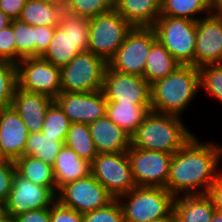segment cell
I'll return each mask as SVG.
<instances>
[{"instance_id": "cell-25", "label": "cell", "mask_w": 222, "mask_h": 222, "mask_svg": "<svg viewBox=\"0 0 222 222\" xmlns=\"http://www.w3.org/2000/svg\"><path fill=\"white\" fill-rule=\"evenodd\" d=\"M179 65L167 49L157 39L150 48L147 56L143 78L151 85L155 81L166 77Z\"/></svg>"}, {"instance_id": "cell-21", "label": "cell", "mask_w": 222, "mask_h": 222, "mask_svg": "<svg viewBox=\"0 0 222 222\" xmlns=\"http://www.w3.org/2000/svg\"><path fill=\"white\" fill-rule=\"evenodd\" d=\"M114 9L132 27H153L160 16L161 0H114Z\"/></svg>"}, {"instance_id": "cell-3", "label": "cell", "mask_w": 222, "mask_h": 222, "mask_svg": "<svg viewBox=\"0 0 222 222\" xmlns=\"http://www.w3.org/2000/svg\"><path fill=\"white\" fill-rule=\"evenodd\" d=\"M182 120L150 111L131 134V147L174 154L195 135Z\"/></svg>"}, {"instance_id": "cell-36", "label": "cell", "mask_w": 222, "mask_h": 222, "mask_svg": "<svg viewBox=\"0 0 222 222\" xmlns=\"http://www.w3.org/2000/svg\"><path fill=\"white\" fill-rule=\"evenodd\" d=\"M17 87V66L10 62L0 61V108L12 104Z\"/></svg>"}, {"instance_id": "cell-42", "label": "cell", "mask_w": 222, "mask_h": 222, "mask_svg": "<svg viewBox=\"0 0 222 222\" xmlns=\"http://www.w3.org/2000/svg\"><path fill=\"white\" fill-rule=\"evenodd\" d=\"M16 222H51L50 208L31 210L15 216Z\"/></svg>"}, {"instance_id": "cell-5", "label": "cell", "mask_w": 222, "mask_h": 222, "mask_svg": "<svg viewBox=\"0 0 222 222\" xmlns=\"http://www.w3.org/2000/svg\"><path fill=\"white\" fill-rule=\"evenodd\" d=\"M157 39L181 65L195 66L196 21L159 16L153 26Z\"/></svg>"}, {"instance_id": "cell-48", "label": "cell", "mask_w": 222, "mask_h": 222, "mask_svg": "<svg viewBox=\"0 0 222 222\" xmlns=\"http://www.w3.org/2000/svg\"><path fill=\"white\" fill-rule=\"evenodd\" d=\"M210 222H222V213L215 211Z\"/></svg>"}, {"instance_id": "cell-24", "label": "cell", "mask_w": 222, "mask_h": 222, "mask_svg": "<svg viewBox=\"0 0 222 222\" xmlns=\"http://www.w3.org/2000/svg\"><path fill=\"white\" fill-rule=\"evenodd\" d=\"M150 111L151 106L133 103L107 102L106 105V116L130 136Z\"/></svg>"}, {"instance_id": "cell-12", "label": "cell", "mask_w": 222, "mask_h": 222, "mask_svg": "<svg viewBox=\"0 0 222 222\" xmlns=\"http://www.w3.org/2000/svg\"><path fill=\"white\" fill-rule=\"evenodd\" d=\"M127 153L136 186L166 188L173 154L131 146Z\"/></svg>"}, {"instance_id": "cell-45", "label": "cell", "mask_w": 222, "mask_h": 222, "mask_svg": "<svg viewBox=\"0 0 222 222\" xmlns=\"http://www.w3.org/2000/svg\"><path fill=\"white\" fill-rule=\"evenodd\" d=\"M211 12L214 14H222V0H209Z\"/></svg>"}, {"instance_id": "cell-37", "label": "cell", "mask_w": 222, "mask_h": 222, "mask_svg": "<svg viewBox=\"0 0 222 222\" xmlns=\"http://www.w3.org/2000/svg\"><path fill=\"white\" fill-rule=\"evenodd\" d=\"M83 222H124L120 203L114 199L105 207L83 214Z\"/></svg>"}, {"instance_id": "cell-47", "label": "cell", "mask_w": 222, "mask_h": 222, "mask_svg": "<svg viewBox=\"0 0 222 222\" xmlns=\"http://www.w3.org/2000/svg\"><path fill=\"white\" fill-rule=\"evenodd\" d=\"M0 222H16L14 217L4 215L0 212Z\"/></svg>"}, {"instance_id": "cell-13", "label": "cell", "mask_w": 222, "mask_h": 222, "mask_svg": "<svg viewBox=\"0 0 222 222\" xmlns=\"http://www.w3.org/2000/svg\"><path fill=\"white\" fill-rule=\"evenodd\" d=\"M56 201L57 195L51 188L37 185L16 172L10 194L0 212L15 217L31 210L50 208Z\"/></svg>"}, {"instance_id": "cell-34", "label": "cell", "mask_w": 222, "mask_h": 222, "mask_svg": "<svg viewBox=\"0 0 222 222\" xmlns=\"http://www.w3.org/2000/svg\"><path fill=\"white\" fill-rule=\"evenodd\" d=\"M65 12L93 18L114 9V0H66Z\"/></svg>"}, {"instance_id": "cell-15", "label": "cell", "mask_w": 222, "mask_h": 222, "mask_svg": "<svg viewBox=\"0 0 222 222\" xmlns=\"http://www.w3.org/2000/svg\"><path fill=\"white\" fill-rule=\"evenodd\" d=\"M54 101L71 123L90 124L106 115L107 100L102 90L60 92Z\"/></svg>"}, {"instance_id": "cell-33", "label": "cell", "mask_w": 222, "mask_h": 222, "mask_svg": "<svg viewBox=\"0 0 222 222\" xmlns=\"http://www.w3.org/2000/svg\"><path fill=\"white\" fill-rule=\"evenodd\" d=\"M70 126L71 121L54 101L47 110L41 132L50 137H58L60 141L65 142Z\"/></svg>"}, {"instance_id": "cell-40", "label": "cell", "mask_w": 222, "mask_h": 222, "mask_svg": "<svg viewBox=\"0 0 222 222\" xmlns=\"http://www.w3.org/2000/svg\"><path fill=\"white\" fill-rule=\"evenodd\" d=\"M51 222H83V214L56 201L50 207Z\"/></svg>"}, {"instance_id": "cell-46", "label": "cell", "mask_w": 222, "mask_h": 222, "mask_svg": "<svg viewBox=\"0 0 222 222\" xmlns=\"http://www.w3.org/2000/svg\"><path fill=\"white\" fill-rule=\"evenodd\" d=\"M12 19H10L1 9H0V30L11 24Z\"/></svg>"}, {"instance_id": "cell-50", "label": "cell", "mask_w": 222, "mask_h": 222, "mask_svg": "<svg viewBox=\"0 0 222 222\" xmlns=\"http://www.w3.org/2000/svg\"><path fill=\"white\" fill-rule=\"evenodd\" d=\"M5 160V158L2 156L1 150H0V161Z\"/></svg>"}, {"instance_id": "cell-22", "label": "cell", "mask_w": 222, "mask_h": 222, "mask_svg": "<svg viewBox=\"0 0 222 222\" xmlns=\"http://www.w3.org/2000/svg\"><path fill=\"white\" fill-rule=\"evenodd\" d=\"M90 166V162L80 158L73 149L63 145L52 165L57 189L90 174Z\"/></svg>"}, {"instance_id": "cell-17", "label": "cell", "mask_w": 222, "mask_h": 222, "mask_svg": "<svg viewBox=\"0 0 222 222\" xmlns=\"http://www.w3.org/2000/svg\"><path fill=\"white\" fill-rule=\"evenodd\" d=\"M29 132L12 105L0 108V150L5 159L23 156Z\"/></svg>"}, {"instance_id": "cell-26", "label": "cell", "mask_w": 222, "mask_h": 222, "mask_svg": "<svg viewBox=\"0 0 222 222\" xmlns=\"http://www.w3.org/2000/svg\"><path fill=\"white\" fill-rule=\"evenodd\" d=\"M14 162L16 172L20 176L37 185L49 187L57 194L58 189L54 179L53 167L50 164L27 155L17 158Z\"/></svg>"}, {"instance_id": "cell-19", "label": "cell", "mask_w": 222, "mask_h": 222, "mask_svg": "<svg viewBox=\"0 0 222 222\" xmlns=\"http://www.w3.org/2000/svg\"><path fill=\"white\" fill-rule=\"evenodd\" d=\"M97 153L127 151L131 146V136L118 127L106 115L88 124Z\"/></svg>"}, {"instance_id": "cell-23", "label": "cell", "mask_w": 222, "mask_h": 222, "mask_svg": "<svg viewBox=\"0 0 222 222\" xmlns=\"http://www.w3.org/2000/svg\"><path fill=\"white\" fill-rule=\"evenodd\" d=\"M64 11V4L43 0H27L19 19L31 26L57 27Z\"/></svg>"}, {"instance_id": "cell-49", "label": "cell", "mask_w": 222, "mask_h": 222, "mask_svg": "<svg viewBox=\"0 0 222 222\" xmlns=\"http://www.w3.org/2000/svg\"><path fill=\"white\" fill-rule=\"evenodd\" d=\"M43 1H49V2H54V3H58V4H64V5L66 2V0H43Z\"/></svg>"}, {"instance_id": "cell-18", "label": "cell", "mask_w": 222, "mask_h": 222, "mask_svg": "<svg viewBox=\"0 0 222 222\" xmlns=\"http://www.w3.org/2000/svg\"><path fill=\"white\" fill-rule=\"evenodd\" d=\"M53 102L49 96L26 92L16 87L11 105L31 134L42 131L47 110Z\"/></svg>"}, {"instance_id": "cell-32", "label": "cell", "mask_w": 222, "mask_h": 222, "mask_svg": "<svg viewBox=\"0 0 222 222\" xmlns=\"http://www.w3.org/2000/svg\"><path fill=\"white\" fill-rule=\"evenodd\" d=\"M12 27L16 44V64L24 58L35 57V26L20 19H13Z\"/></svg>"}, {"instance_id": "cell-4", "label": "cell", "mask_w": 222, "mask_h": 222, "mask_svg": "<svg viewBox=\"0 0 222 222\" xmlns=\"http://www.w3.org/2000/svg\"><path fill=\"white\" fill-rule=\"evenodd\" d=\"M124 222L172 221L175 197L161 187H139L117 198Z\"/></svg>"}, {"instance_id": "cell-9", "label": "cell", "mask_w": 222, "mask_h": 222, "mask_svg": "<svg viewBox=\"0 0 222 222\" xmlns=\"http://www.w3.org/2000/svg\"><path fill=\"white\" fill-rule=\"evenodd\" d=\"M90 165L91 174L115 199L136 187L127 151L98 153Z\"/></svg>"}, {"instance_id": "cell-39", "label": "cell", "mask_w": 222, "mask_h": 222, "mask_svg": "<svg viewBox=\"0 0 222 222\" xmlns=\"http://www.w3.org/2000/svg\"><path fill=\"white\" fill-rule=\"evenodd\" d=\"M16 173L13 160L0 161V208L6 202L12 188V180Z\"/></svg>"}, {"instance_id": "cell-8", "label": "cell", "mask_w": 222, "mask_h": 222, "mask_svg": "<svg viewBox=\"0 0 222 222\" xmlns=\"http://www.w3.org/2000/svg\"><path fill=\"white\" fill-rule=\"evenodd\" d=\"M156 40L153 27H133L107 65L117 72L143 77L148 53Z\"/></svg>"}, {"instance_id": "cell-38", "label": "cell", "mask_w": 222, "mask_h": 222, "mask_svg": "<svg viewBox=\"0 0 222 222\" xmlns=\"http://www.w3.org/2000/svg\"><path fill=\"white\" fill-rule=\"evenodd\" d=\"M0 61L16 65V44L11 24L0 30Z\"/></svg>"}, {"instance_id": "cell-51", "label": "cell", "mask_w": 222, "mask_h": 222, "mask_svg": "<svg viewBox=\"0 0 222 222\" xmlns=\"http://www.w3.org/2000/svg\"><path fill=\"white\" fill-rule=\"evenodd\" d=\"M147 222H172V221H147Z\"/></svg>"}, {"instance_id": "cell-7", "label": "cell", "mask_w": 222, "mask_h": 222, "mask_svg": "<svg viewBox=\"0 0 222 222\" xmlns=\"http://www.w3.org/2000/svg\"><path fill=\"white\" fill-rule=\"evenodd\" d=\"M107 62L91 51L79 52L61 68V92H91L103 88Z\"/></svg>"}, {"instance_id": "cell-10", "label": "cell", "mask_w": 222, "mask_h": 222, "mask_svg": "<svg viewBox=\"0 0 222 222\" xmlns=\"http://www.w3.org/2000/svg\"><path fill=\"white\" fill-rule=\"evenodd\" d=\"M56 195L61 205L72 208L80 214L105 207L115 199L91 173L64 184Z\"/></svg>"}, {"instance_id": "cell-6", "label": "cell", "mask_w": 222, "mask_h": 222, "mask_svg": "<svg viewBox=\"0 0 222 222\" xmlns=\"http://www.w3.org/2000/svg\"><path fill=\"white\" fill-rule=\"evenodd\" d=\"M133 27L115 10L89 19V48L108 62Z\"/></svg>"}, {"instance_id": "cell-35", "label": "cell", "mask_w": 222, "mask_h": 222, "mask_svg": "<svg viewBox=\"0 0 222 222\" xmlns=\"http://www.w3.org/2000/svg\"><path fill=\"white\" fill-rule=\"evenodd\" d=\"M199 69L200 91L222 104V64L205 65Z\"/></svg>"}, {"instance_id": "cell-28", "label": "cell", "mask_w": 222, "mask_h": 222, "mask_svg": "<svg viewBox=\"0 0 222 222\" xmlns=\"http://www.w3.org/2000/svg\"><path fill=\"white\" fill-rule=\"evenodd\" d=\"M210 13L209 0H161L160 16L187 18L197 21Z\"/></svg>"}, {"instance_id": "cell-41", "label": "cell", "mask_w": 222, "mask_h": 222, "mask_svg": "<svg viewBox=\"0 0 222 222\" xmlns=\"http://www.w3.org/2000/svg\"><path fill=\"white\" fill-rule=\"evenodd\" d=\"M55 28V26H35V57H41L46 52Z\"/></svg>"}, {"instance_id": "cell-20", "label": "cell", "mask_w": 222, "mask_h": 222, "mask_svg": "<svg viewBox=\"0 0 222 222\" xmlns=\"http://www.w3.org/2000/svg\"><path fill=\"white\" fill-rule=\"evenodd\" d=\"M207 194L175 197L172 222H210L215 213Z\"/></svg>"}, {"instance_id": "cell-30", "label": "cell", "mask_w": 222, "mask_h": 222, "mask_svg": "<svg viewBox=\"0 0 222 222\" xmlns=\"http://www.w3.org/2000/svg\"><path fill=\"white\" fill-rule=\"evenodd\" d=\"M64 145L73 149L80 158L90 163L98 154L88 124L71 123Z\"/></svg>"}, {"instance_id": "cell-11", "label": "cell", "mask_w": 222, "mask_h": 222, "mask_svg": "<svg viewBox=\"0 0 222 222\" xmlns=\"http://www.w3.org/2000/svg\"><path fill=\"white\" fill-rule=\"evenodd\" d=\"M17 87L53 100L61 92V69L41 57L24 58L17 64Z\"/></svg>"}, {"instance_id": "cell-43", "label": "cell", "mask_w": 222, "mask_h": 222, "mask_svg": "<svg viewBox=\"0 0 222 222\" xmlns=\"http://www.w3.org/2000/svg\"><path fill=\"white\" fill-rule=\"evenodd\" d=\"M27 0H0V9L10 18L19 19Z\"/></svg>"}, {"instance_id": "cell-29", "label": "cell", "mask_w": 222, "mask_h": 222, "mask_svg": "<svg viewBox=\"0 0 222 222\" xmlns=\"http://www.w3.org/2000/svg\"><path fill=\"white\" fill-rule=\"evenodd\" d=\"M63 145L58 137L35 132L29 134L23 155L33 156L52 166Z\"/></svg>"}, {"instance_id": "cell-2", "label": "cell", "mask_w": 222, "mask_h": 222, "mask_svg": "<svg viewBox=\"0 0 222 222\" xmlns=\"http://www.w3.org/2000/svg\"><path fill=\"white\" fill-rule=\"evenodd\" d=\"M199 92V69L193 65H179L151 84V111L183 117Z\"/></svg>"}, {"instance_id": "cell-27", "label": "cell", "mask_w": 222, "mask_h": 222, "mask_svg": "<svg viewBox=\"0 0 222 222\" xmlns=\"http://www.w3.org/2000/svg\"><path fill=\"white\" fill-rule=\"evenodd\" d=\"M79 52L66 31L56 27L52 40L41 58L61 69L67 66Z\"/></svg>"}, {"instance_id": "cell-31", "label": "cell", "mask_w": 222, "mask_h": 222, "mask_svg": "<svg viewBox=\"0 0 222 222\" xmlns=\"http://www.w3.org/2000/svg\"><path fill=\"white\" fill-rule=\"evenodd\" d=\"M57 27L61 31H66V34L72 39V42L80 52L88 51L89 18L64 11Z\"/></svg>"}, {"instance_id": "cell-16", "label": "cell", "mask_w": 222, "mask_h": 222, "mask_svg": "<svg viewBox=\"0 0 222 222\" xmlns=\"http://www.w3.org/2000/svg\"><path fill=\"white\" fill-rule=\"evenodd\" d=\"M222 64V16L210 13L196 21L195 67Z\"/></svg>"}, {"instance_id": "cell-14", "label": "cell", "mask_w": 222, "mask_h": 222, "mask_svg": "<svg viewBox=\"0 0 222 222\" xmlns=\"http://www.w3.org/2000/svg\"><path fill=\"white\" fill-rule=\"evenodd\" d=\"M102 91L107 102L151 106V85L143 77L117 72L108 65Z\"/></svg>"}, {"instance_id": "cell-1", "label": "cell", "mask_w": 222, "mask_h": 222, "mask_svg": "<svg viewBox=\"0 0 222 222\" xmlns=\"http://www.w3.org/2000/svg\"><path fill=\"white\" fill-rule=\"evenodd\" d=\"M202 141L195 134L173 154L166 189L174 197L207 194L220 176L222 144Z\"/></svg>"}, {"instance_id": "cell-44", "label": "cell", "mask_w": 222, "mask_h": 222, "mask_svg": "<svg viewBox=\"0 0 222 222\" xmlns=\"http://www.w3.org/2000/svg\"><path fill=\"white\" fill-rule=\"evenodd\" d=\"M207 195L211 198L215 210L222 213V171L216 182L210 187Z\"/></svg>"}]
</instances>
